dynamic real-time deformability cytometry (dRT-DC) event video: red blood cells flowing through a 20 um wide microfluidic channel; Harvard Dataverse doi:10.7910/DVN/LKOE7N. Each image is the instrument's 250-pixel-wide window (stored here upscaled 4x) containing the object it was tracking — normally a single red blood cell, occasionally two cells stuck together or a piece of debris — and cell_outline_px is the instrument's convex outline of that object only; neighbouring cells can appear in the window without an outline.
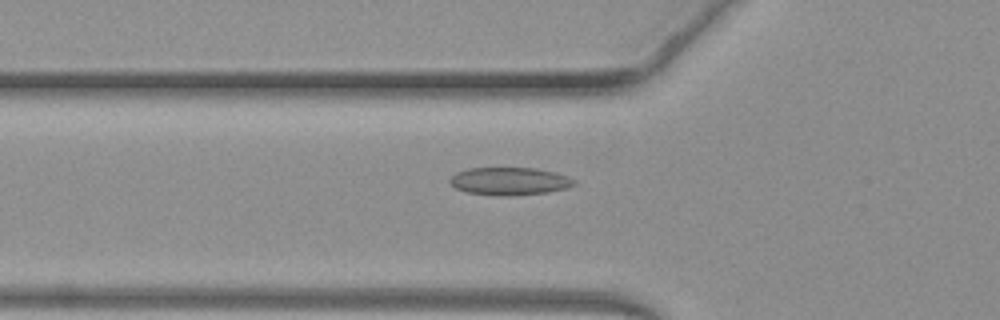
{"species": "common noctule bat (a hibernating species)", "species_latin": "Nyctalus noctula", "temperature_condition": "warm", "stored_images_in_passage": 35, "camera_frame_rate_fps": 3000, "um_per_image_px": 0.085, "animal": {"sex": "female", "body_mass_g": 19.3, "forearm_length_mm": 54.1}, "frame": {"image": 1, "passage_image": 7, "time_ms": 2.0, "image_size_px": [1000, 320], "cell_outline_px": [[576, 184], [568, 188], [548, 192], [512, 196], [504, 196], [468, 192], [456, 188], [448, 180], [456, 172], [468, 168], [536, 168], [568, 176], [576, 180]], "centroid_in_image_um": [43.34, 15.4], "position_along_channel_um": 82.5, "area_um2": 20.06}}
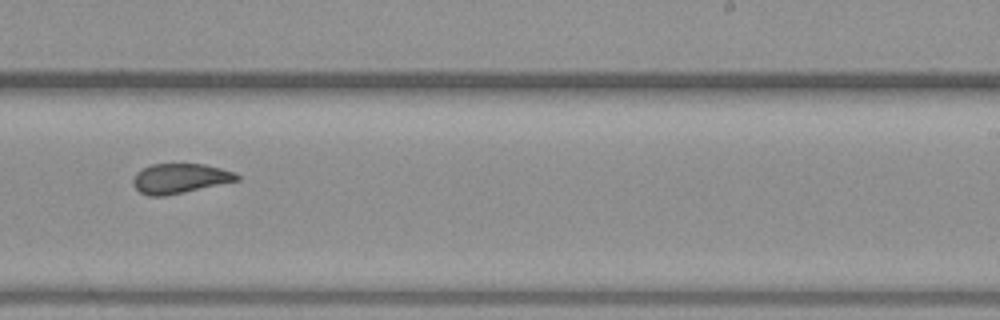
{"frame": {"image": 2, "passage_image": 21, "time_ms": 6.667, "image_size_px": [1000, 320], "cell_outline_px": [[240, 180], [184, 192], [164, 196], [148, 196], [140, 192], [132, 184], [132, 180], [136, 172], [152, 164], [204, 164], [236, 172], [240, 176]], "centroid_in_image_um": [15.29, 15.17], "position_along_channel_um": 273.7, "area_um2": 18.03}}
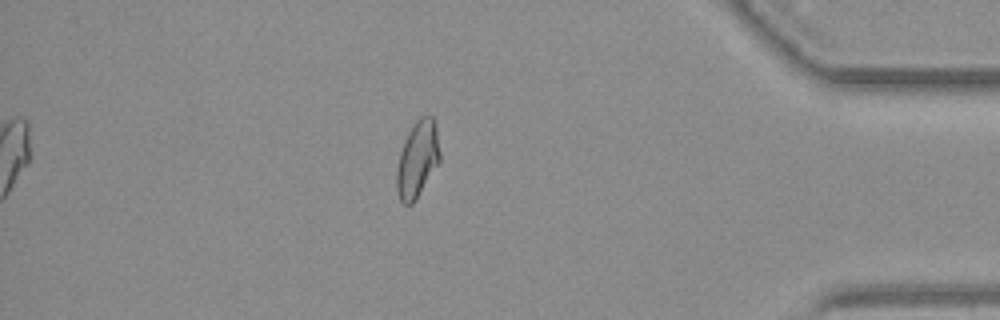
{"frame": {"image": 3, "passage_image": 33, "time_ms": 10.667, "image_size_px": [1000, 320], "cell_outline_px": [[440, 160], [416, 200], [412, 204], [404, 204], [400, 200], [396, 192], [396, 168], [400, 152], [404, 140], [408, 132], [416, 120], [420, 116], [432, 116], [436, 124], [440, 152]], "centroid_in_image_um": [35.47, 13.54], "position_along_channel_um": 399.7, "area_um2": 19.36}}